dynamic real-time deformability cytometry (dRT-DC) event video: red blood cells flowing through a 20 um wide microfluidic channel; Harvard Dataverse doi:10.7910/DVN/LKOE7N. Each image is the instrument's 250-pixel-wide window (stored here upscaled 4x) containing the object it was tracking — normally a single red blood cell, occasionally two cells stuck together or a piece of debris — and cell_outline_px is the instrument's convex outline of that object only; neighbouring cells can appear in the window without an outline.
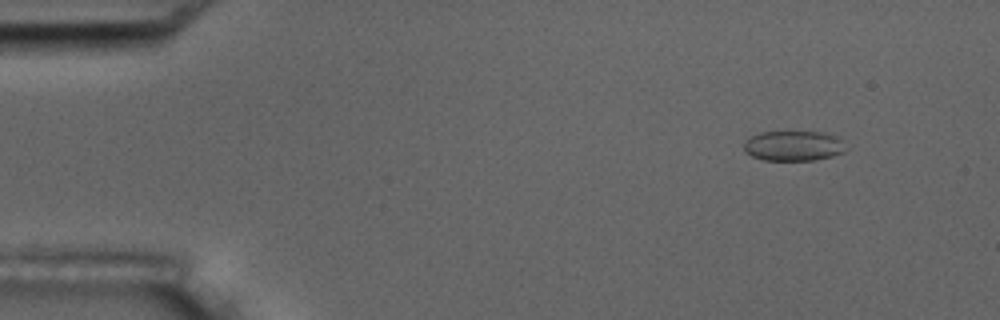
{"species": "common noctule bat (a hibernating species)", "species_latin": "Nyctalus noctula", "temperature_condition": "room temperature", "stored_images_in_passage": 4, "camera_frame_rate_fps": 3000, "um_per_image_px": 0.085, "animal": {"sex": "male", "body_mass_g": 17.5, "forearm_length_mm": 52.3}, "frame": {"image": 1, "passage_image": 1, "time_ms": 0.0, "image_size_px": [1000, 320], "cell_outline_px": [[848, 148], [844, 152], [832, 156], [816, 160], [764, 160], [752, 156], [744, 152], [744, 140], [760, 132], [824, 132], [836, 136]], "centroid_in_image_um": [67.44, 12.4], "position_along_channel_um": 17.6, "area_um2": 17.98}}
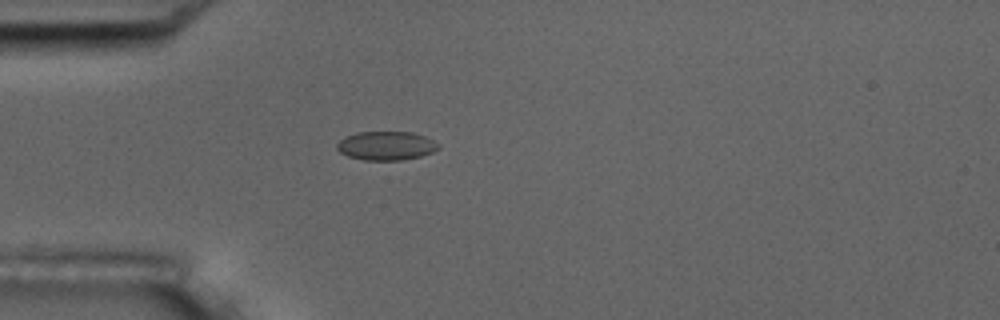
{"frame": {"image": 2, "passage_image": 4, "time_ms": 3.333, "image_size_px": [1000, 320], "cell_outline_px": [[440, 148], [432, 152], [420, 156], [400, 160], [364, 160], [348, 156], [340, 152], [336, 148], [336, 144], [344, 136], [356, 132], [412, 132], [424, 136], [440, 144]], "centroid_in_image_um": [32.8, 12.38], "position_along_channel_um": 52.2, "area_um2": 17.05}}